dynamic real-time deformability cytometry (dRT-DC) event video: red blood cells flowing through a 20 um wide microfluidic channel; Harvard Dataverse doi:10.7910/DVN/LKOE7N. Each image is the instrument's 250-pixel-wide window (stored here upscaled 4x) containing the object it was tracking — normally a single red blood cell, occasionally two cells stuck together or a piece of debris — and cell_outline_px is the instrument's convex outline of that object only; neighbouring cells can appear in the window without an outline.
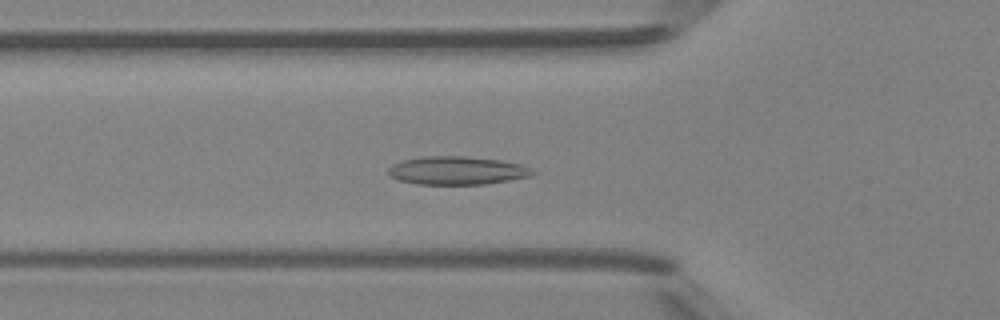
{"species": "Egyptian fruit bat (a non-hibernating species)", "species_latin": "Rousettus aegyptiacus", "temperature_condition": "room temperature", "stored_images_in_passage": 49, "camera_frame_rate_fps": 3000, "um_per_image_px": 0.085, "animal": {"sex": "female"}, "frame": {"image": 1, "passage_image": 17, "time_ms": 5.333, "image_size_px": [1000, 320], "cell_outline_px": [[536, 172], [528, 176], [508, 180], [484, 184], [416, 184], [400, 180], [388, 176], [388, 168], [392, 164], [400, 160], [420, 156], [464, 156], [500, 160], [524, 164], [532, 168]], "centroid_in_image_um": [38.81, 14.48], "position_along_channel_um": 87.0, "area_um2": 23.93}}
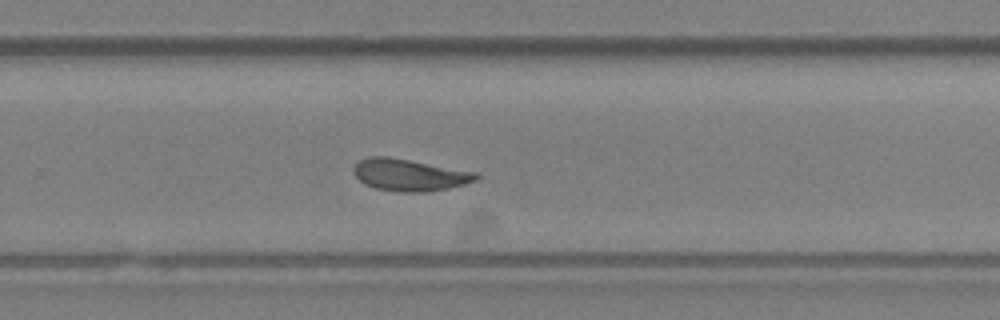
{"frame": {"image": 2, "passage_image": 32, "time_ms": 10.333, "image_size_px": [1000, 320], "cell_outline_px": [[480, 176], [476, 180], [464, 184], [448, 188], [424, 192], [400, 192], [376, 188], [364, 184], [356, 176], [352, 168], [360, 160], [368, 156], [388, 156], [476, 172]], "centroid_in_image_um": [34.79, 14.86], "position_along_channel_um": 295.0, "area_um2": 22.66}}
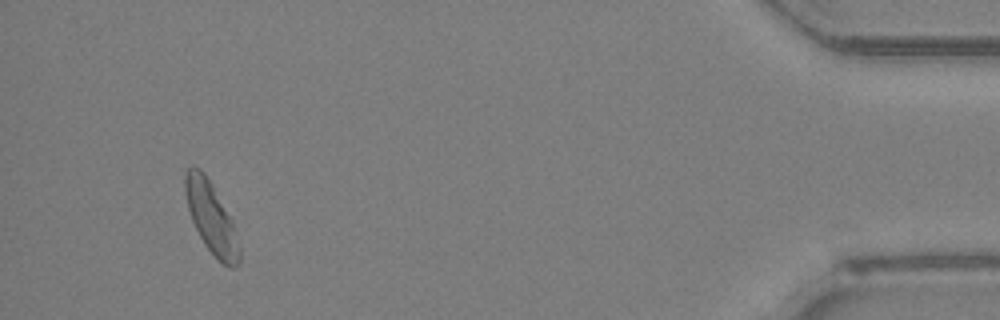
{"frame": {"image": 3, "passage_image": 46, "time_ms": 15.0, "image_size_px": [1000, 320], "cell_outline_px": [[240, 260], [232, 268], [228, 268], [204, 244], [192, 220], [188, 208], [184, 192], [184, 172], [192, 164], [200, 168], [204, 172], [212, 184], [232, 220], [240, 248]], "centroid_in_image_um": [17.93, 18.44], "position_along_channel_um": 417.3, "area_um2": 22.25}, "authors_computed_cell_mechanics": {"area_um2": 22.6576, "velocity_mm_per_s": 4.1688, "shape_relaxation_time_tau1_ms": 5.7918, "shape_relaxation_time_tau2_ms": 2.728, "deformation_change_tau1": 0.1396, "deformation_change_tau2": 0.0709}}